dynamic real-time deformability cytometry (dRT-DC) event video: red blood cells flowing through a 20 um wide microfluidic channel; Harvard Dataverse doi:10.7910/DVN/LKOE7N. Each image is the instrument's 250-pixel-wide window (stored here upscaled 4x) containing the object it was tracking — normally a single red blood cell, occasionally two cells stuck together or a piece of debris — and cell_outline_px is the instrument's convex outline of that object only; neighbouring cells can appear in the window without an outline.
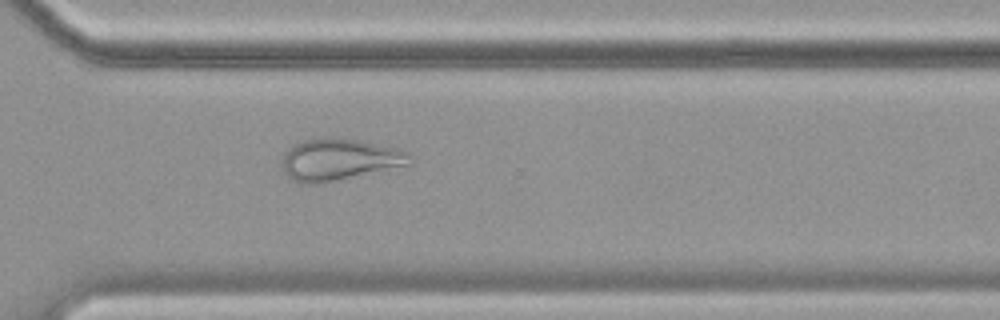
{"species": "common noctule bat (a hibernating species)", "species_latin": "Nyctalus noctula", "temperature_condition": "cold", "stored_images_in_passage": 57, "camera_frame_rate_fps": 3000, "um_per_image_px": 0.085, "animal": {"sex": "female", "body_mass_g": 19.9}, "frame": {"image": 1, "passage_image": 41, "time_ms": 13.333, "image_size_px": [1000, 320], "cell_outline_px": [[412, 164], [320, 184], [300, 184], [292, 180], [284, 172], [284, 156], [288, 148], [300, 140], [332, 136], [340, 136], [400, 148], [408, 152], [412, 156]], "centroid_in_image_um": [28.87, 13.54], "position_along_channel_um": 341.7, "area_um2": 31.62}}
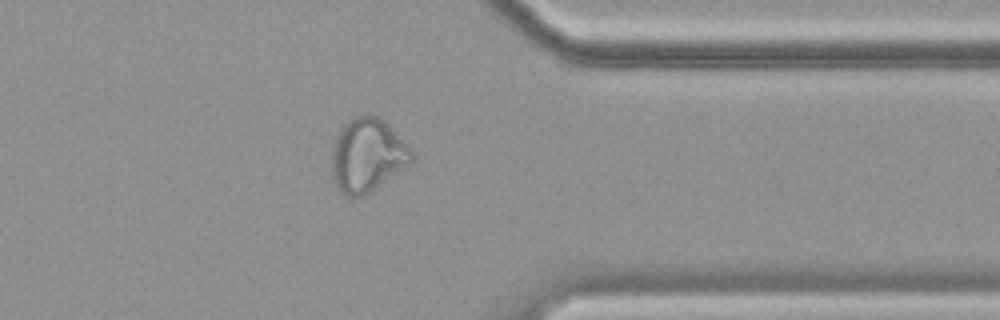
{"frame": {"image": 2, "passage_image": 45, "time_ms": 14.667, "image_size_px": [1000, 320], "cell_outline_px": [[412, 164], [364, 196], [344, 196], [336, 188], [332, 176], [332, 152], [336, 136], [340, 128], [348, 120], [360, 112], [364, 112], [376, 116], [384, 120], [388, 124], [412, 152]], "centroid_in_image_um": [31.2, 13.19], "position_along_channel_um": 380.2, "area_um2": 34.51}}
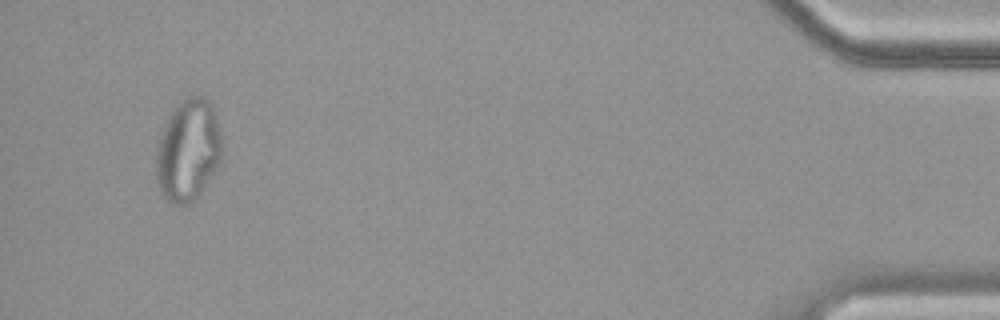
{"frame": {"image": 3, "passage_image": 54, "time_ms": 17.667, "image_size_px": [1000, 320], "cell_outline_px": [[220, 164], [200, 192], [188, 204], [168, 204], [160, 192], [156, 184], [156, 148], [160, 132], [176, 104], [180, 100], [188, 96], [204, 96], [212, 104], [220, 132]], "centroid_in_image_um": [15.94, 12.78], "position_along_channel_um": 419.3, "area_um2": 39.25}}